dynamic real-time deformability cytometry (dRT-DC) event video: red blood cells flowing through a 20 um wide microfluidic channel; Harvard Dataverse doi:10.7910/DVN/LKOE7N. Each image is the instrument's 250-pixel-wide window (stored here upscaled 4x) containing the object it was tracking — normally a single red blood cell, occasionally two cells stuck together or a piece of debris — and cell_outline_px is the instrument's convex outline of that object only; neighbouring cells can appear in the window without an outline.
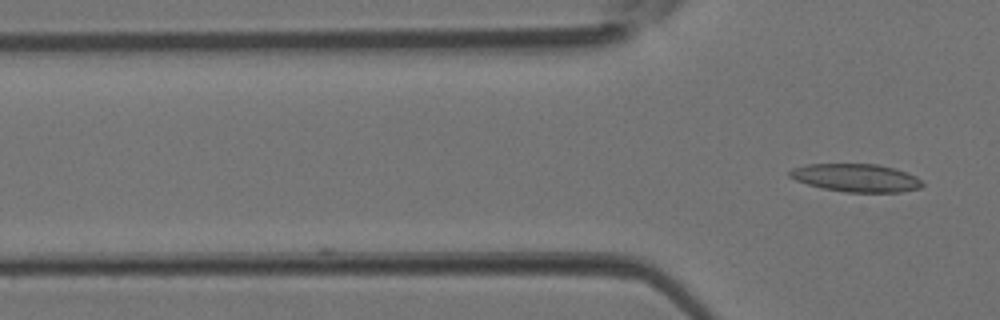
{"species": "Egyptian fruit bat (a non-hibernating species)", "species_latin": "Rousettus aegyptiacus", "temperature_condition": "room temperature", "stored_images_in_passage": 2, "camera_frame_rate_fps": 3000, "um_per_image_px": 0.085, "animal": {"sex": "female"}, "frame": {"image": 1, "passage_image": 2, "time_ms": 0.333, "image_size_px": [1000, 320], "cell_outline_px": [[924, 184], [920, 188], [900, 192], [844, 192], [824, 188], [808, 184], [796, 180], [788, 176], [788, 172], [792, 168], [808, 164], [876, 164], [892, 168], [916, 176]], "centroid_in_image_um": [72.74, 15.12], "position_along_channel_um": 53.1, "area_um2": 21.44}}